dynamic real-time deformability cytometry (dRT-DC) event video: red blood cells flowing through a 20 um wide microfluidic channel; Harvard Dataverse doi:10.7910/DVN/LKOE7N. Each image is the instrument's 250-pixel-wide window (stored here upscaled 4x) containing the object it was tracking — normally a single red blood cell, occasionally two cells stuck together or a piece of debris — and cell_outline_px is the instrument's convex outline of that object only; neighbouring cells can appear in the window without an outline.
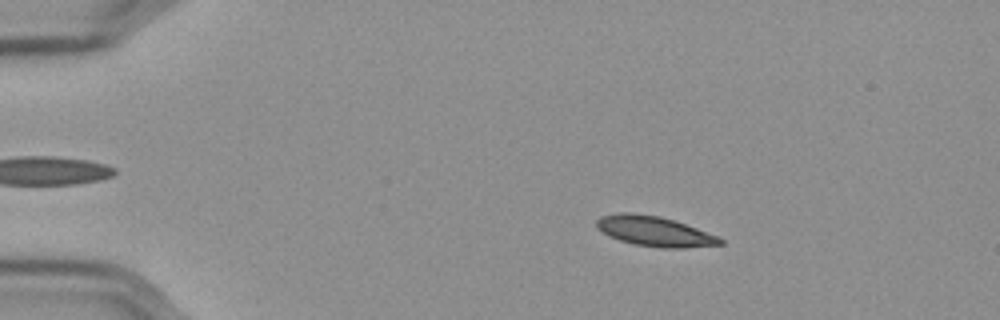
{"species": "Egyptian fruit bat (a non-hibernating species)", "species_latin": "Rousettus aegyptiacus", "temperature_condition": "cold", "stored_images_in_passage": 52, "camera_frame_rate_fps": 3000, "um_per_image_px": 0.085, "frame": {"image": 1, "passage_image": 5, "time_ms": 1.333, "image_size_px": [1000, 320], "cell_outline_px": [[724, 244], [684, 248], [660, 248], [636, 244], [620, 240], [596, 228], [596, 220], [600, 216], [620, 212], [632, 212], [660, 216], [720, 236], [724, 240]], "centroid_in_image_um": [55.66, 19.65], "position_along_channel_um": 29.3, "area_um2": 21.56}}
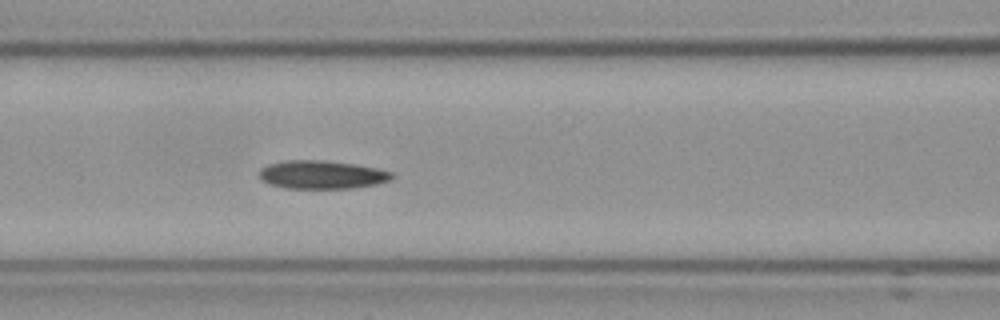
{"frame": {"image": 2, "passage_image": 20, "time_ms": 6.333, "image_size_px": [1000, 320], "cell_outline_px": [[392, 176], [388, 180], [376, 184], [352, 188], [288, 188], [268, 184], [260, 180], [256, 172], [260, 168], [268, 164], [284, 160], [320, 160], [356, 164], [376, 168], [392, 172]], "centroid_in_image_um": [27.26, 14.84], "position_along_channel_um": 139.3, "area_um2": 21.96}}
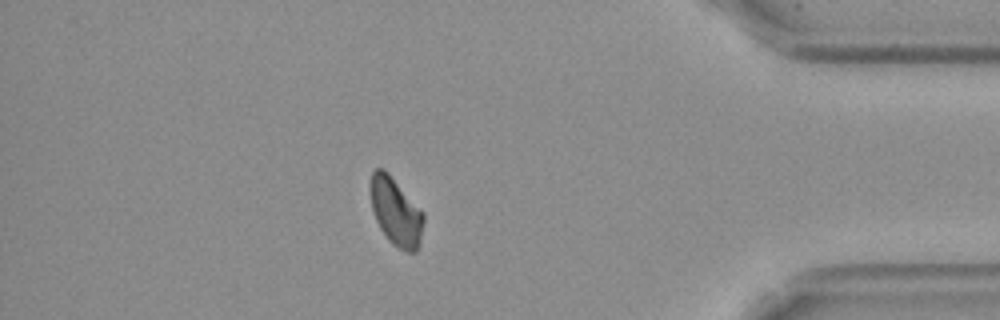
{"frame": {"image": 3, "passage_image": 45, "time_ms": 14.667, "image_size_px": [1000, 320], "cell_outline_px": [[424, 220], [420, 244], [416, 252], [408, 252], [396, 248], [388, 240], [380, 228], [376, 220], [372, 208], [368, 188], [372, 172], [376, 168], [384, 168], [388, 172], [424, 212]], "centroid_in_image_um": [33.63, 17.99], "position_along_channel_um": 401.6, "area_um2": 21.44}, "authors_computed_cell_mechanics": {"area_um2": 21.5883, "velocity_mm_per_s": 3.5526, "shape_relaxation_time_tau1_ms": 6.7594, "shape_relaxation_time_tau2_ms": null, "deformation_change_tau1": 0.1065, "deformation_change_tau2": null}}